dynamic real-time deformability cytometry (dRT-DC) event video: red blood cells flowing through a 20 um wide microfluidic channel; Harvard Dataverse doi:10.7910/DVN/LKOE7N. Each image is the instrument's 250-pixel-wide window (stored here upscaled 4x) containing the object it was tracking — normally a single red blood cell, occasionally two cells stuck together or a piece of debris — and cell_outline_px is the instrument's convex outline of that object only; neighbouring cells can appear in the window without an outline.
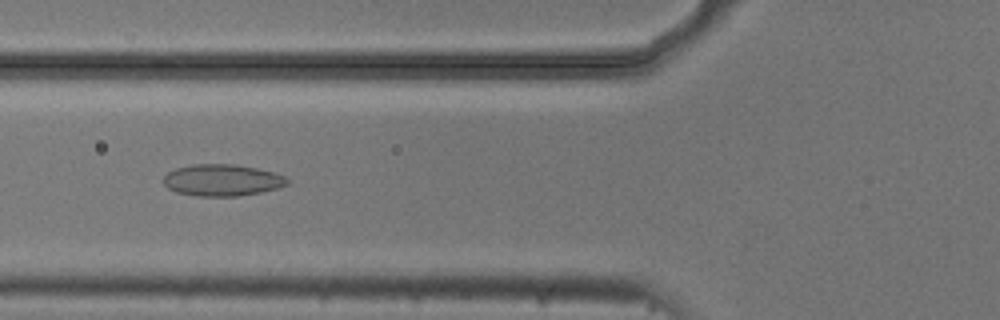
{"species": "common noctule bat (a hibernating species)", "species_latin": "Nyctalus noctula", "temperature_condition": "cold", "stored_images_in_passage": 7, "camera_frame_rate_fps": 3000, "um_per_image_px": 0.085, "animal": {"sex": "male", "body_mass_g": 20.5, "forearm_length_mm": 52.5}, "frame": {"image": 1, "passage_image": 5, "time_ms": 1.333, "image_size_px": [1000, 320], "cell_outline_px": [[288, 184], [280, 188], [240, 196], [196, 196], [176, 192], [168, 188], [164, 184], [164, 176], [168, 172], [176, 168], [192, 164], [236, 164], [256, 168], [272, 172], [284, 176], [288, 180]], "centroid_in_image_um": [18.88, 15.31], "position_along_channel_um": 106.9, "area_um2": 22.89}}
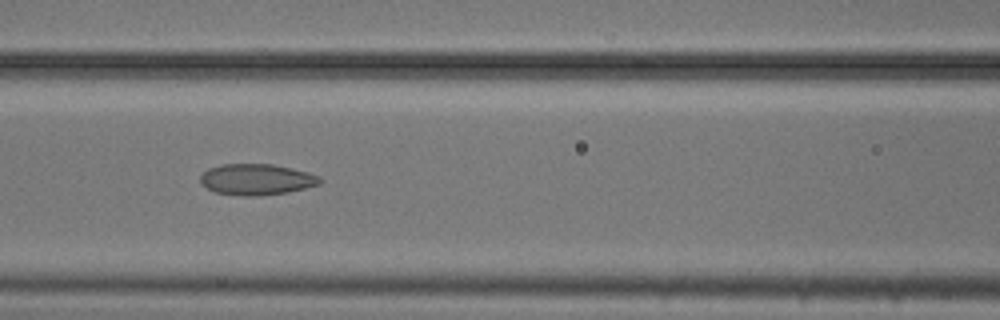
{"frame": {"image": 2, "passage_image": 6, "time_ms": 1.667, "image_size_px": [1000, 320], "cell_outline_px": [[324, 180], [320, 184], [288, 192], [260, 196], [244, 196], [216, 192], [200, 184], [200, 176], [208, 168], [220, 164], [272, 164], [308, 172], [320, 176]], "centroid_in_image_um": [21.81, 15.25], "position_along_channel_um": 144.8, "area_um2": 21.73}}
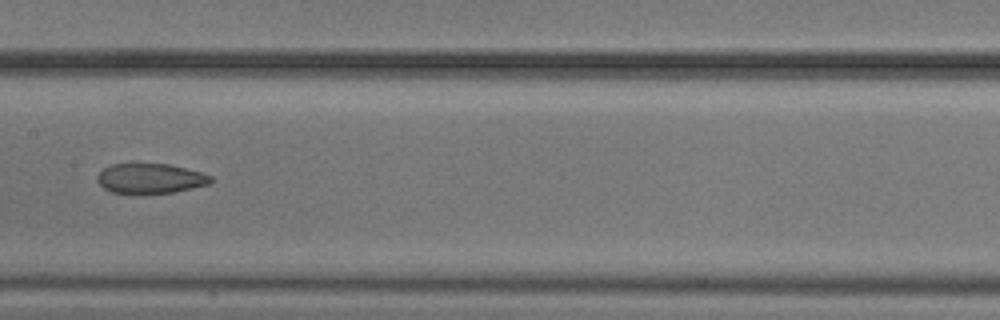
{"frame": {"image": 3, "passage_image": 7, "time_ms": 2.0, "image_size_px": [1000, 320], "cell_outline_px": [[216, 180], [208, 184], [192, 188], [172, 192], [112, 192], [104, 188], [96, 180], [96, 176], [104, 168], [112, 164], [168, 164], [204, 172], [212, 176]], "centroid_in_image_um": [12.83, 15.14], "position_along_channel_um": 194.6, "area_um2": 19.54}}